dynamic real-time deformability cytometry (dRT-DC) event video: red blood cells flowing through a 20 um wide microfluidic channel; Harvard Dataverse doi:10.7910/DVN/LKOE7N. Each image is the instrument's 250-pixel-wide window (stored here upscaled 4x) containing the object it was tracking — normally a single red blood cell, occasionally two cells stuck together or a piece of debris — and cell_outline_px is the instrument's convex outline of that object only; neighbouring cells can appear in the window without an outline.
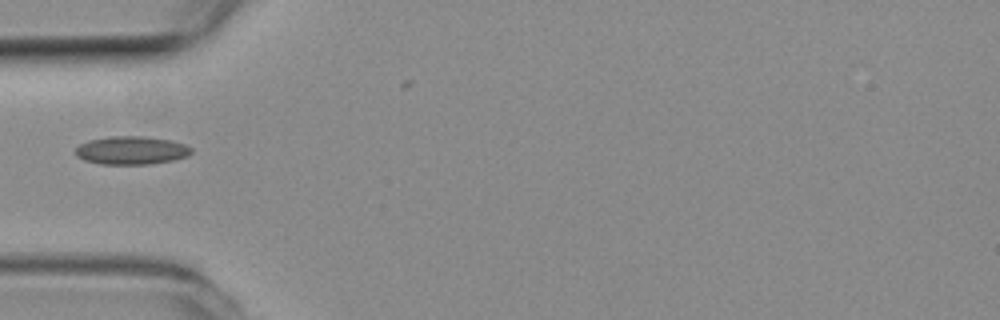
{"species": "common noctule bat (a hibernating species)", "species_latin": "Nyctalus noctula", "temperature_condition": "room temperature", "stored_images_in_passage": 3, "camera_frame_rate_fps": 3000, "um_per_image_px": 0.085, "animal": {"sex": "female", "body_mass_g": 19.3, "forearm_length_mm": 54.1}, "frame": {"image": 1, "passage_image": 1, "time_ms": 0.0, "image_size_px": [1000, 320], "cell_outline_px": [[192, 152], [188, 156], [172, 160], [148, 164], [100, 164], [84, 160], [76, 156], [76, 148], [80, 144], [88, 140], [112, 136], [144, 136], [168, 140], [184, 144], [192, 148]], "centroid_in_image_um": [11.15, 12.78], "position_along_channel_um": 73.8, "area_um2": 18.96}}